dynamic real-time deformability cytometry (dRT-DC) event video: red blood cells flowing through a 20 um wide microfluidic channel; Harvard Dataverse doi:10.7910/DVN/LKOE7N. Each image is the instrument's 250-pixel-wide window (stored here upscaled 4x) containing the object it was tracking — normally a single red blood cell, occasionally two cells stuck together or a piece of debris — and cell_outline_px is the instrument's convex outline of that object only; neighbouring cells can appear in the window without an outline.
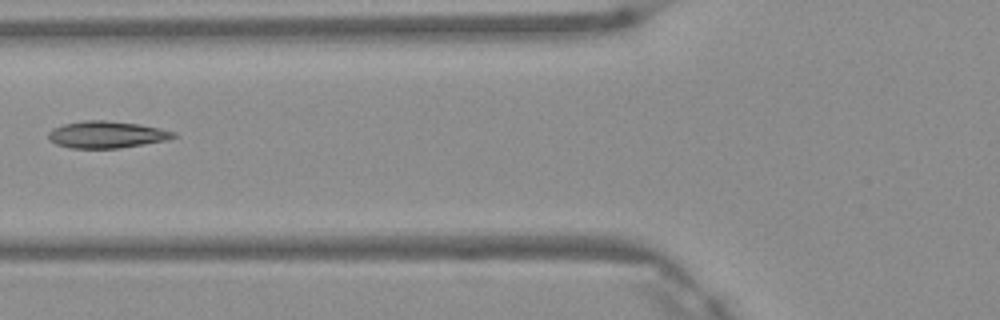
{"species": "Egyptian fruit bat (a non-hibernating species)", "species_latin": "Rousettus aegyptiacus", "temperature_condition": "warm", "stored_images_in_passage": 2, "camera_frame_rate_fps": 3000, "um_per_image_px": 0.085, "frame": {"image": 1, "passage_image": 2, "time_ms": 0.333, "image_size_px": [1000, 320], "cell_outline_px": [[180, 136], [168, 140], [120, 148], [72, 148], [56, 144], [48, 140], [48, 132], [52, 128], [64, 124], [84, 120], [104, 120], [140, 124], [160, 128], [176, 132]], "centroid_in_image_um": [9.09, 11.44], "position_along_channel_um": 116.7, "area_um2": 19.83}}